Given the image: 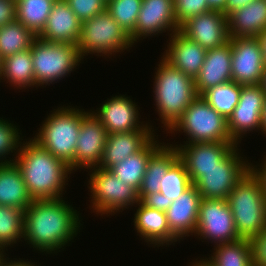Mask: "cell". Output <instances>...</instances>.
Wrapping results in <instances>:
<instances>
[{"instance_id":"cell-1","label":"cell","mask_w":266,"mask_h":266,"mask_svg":"<svg viewBox=\"0 0 266 266\" xmlns=\"http://www.w3.org/2000/svg\"><path fill=\"white\" fill-rule=\"evenodd\" d=\"M63 198L34 200L24 210L23 238L40 252L53 253L77 235L79 213Z\"/></svg>"},{"instance_id":"cell-2","label":"cell","mask_w":266,"mask_h":266,"mask_svg":"<svg viewBox=\"0 0 266 266\" xmlns=\"http://www.w3.org/2000/svg\"><path fill=\"white\" fill-rule=\"evenodd\" d=\"M14 162L21 171L23 180L33 200L57 199L71 174L69 166L33 139L20 144Z\"/></svg>"},{"instance_id":"cell-3","label":"cell","mask_w":266,"mask_h":266,"mask_svg":"<svg viewBox=\"0 0 266 266\" xmlns=\"http://www.w3.org/2000/svg\"><path fill=\"white\" fill-rule=\"evenodd\" d=\"M155 72L153 93L160 120L168 130L198 96L194 79L161 57Z\"/></svg>"},{"instance_id":"cell-4","label":"cell","mask_w":266,"mask_h":266,"mask_svg":"<svg viewBox=\"0 0 266 266\" xmlns=\"http://www.w3.org/2000/svg\"><path fill=\"white\" fill-rule=\"evenodd\" d=\"M227 201L240 238L250 239L266 228V196L251 171L236 184Z\"/></svg>"},{"instance_id":"cell-5","label":"cell","mask_w":266,"mask_h":266,"mask_svg":"<svg viewBox=\"0 0 266 266\" xmlns=\"http://www.w3.org/2000/svg\"><path fill=\"white\" fill-rule=\"evenodd\" d=\"M83 110L70 106L53 110L33 140L69 165L75 157L81 120L88 113Z\"/></svg>"},{"instance_id":"cell-6","label":"cell","mask_w":266,"mask_h":266,"mask_svg":"<svg viewBox=\"0 0 266 266\" xmlns=\"http://www.w3.org/2000/svg\"><path fill=\"white\" fill-rule=\"evenodd\" d=\"M188 135L185 144L235 142L228 130V120L198 95L168 131Z\"/></svg>"},{"instance_id":"cell-7","label":"cell","mask_w":266,"mask_h":266,"mask_svg":"<svg viewBox=\"0 0 266 266\" xmlns=\"http://www.w3.org/2000/svg\"><path fill=\"white\" fill-rule=\"evenodd\" d=\"M30 49L36 87L61 80L82 60L77 45L72 43L49 42L37 36Z\"/></svg>"},{"instance_id":"cell-8","label":"cell","mask_w":266,"mask_h":266,"mask_svg":"<svg viewBox=\"0 0 266 266\" xmlns=\"http://www.w3.org/2000/svg\"><path fill=\"white\" fill-rule=\"evenodd\" d=\"M134 43L127 32L105 10L81 24L77 48L83 59L88 53L111 55L129 49Z\"/></svg>"},{"instance_id":"cell-9","label":"cell","mask_w":266,"mask_h":266,"mask_svg":"<svg viewBox=\"0 0 266 266\" xmlns=\"http://www.w3.org/2000/svg\"><path fill=\"white\" fill-rule=\"evenodd\" d=\"M91 171L88 188L93 212L110 215L139 203L138 191L118 179L110 169L96 167Z\"/></svg>"},{"instance_id":"cell-10","label":"cell","mask_w":266,"mask_h":266,"mask_svg":"<svg viewBox=\"0 0 266 266\" xmlns=\"http://www.w3.org/2000/svg\"><path fill=\"white\" fill-rule=\"evenodd\" d=\"M236 146L220 163L219 166L202 171L193 185L202 198L227 200L236 184L251 169V164L244 161Z\"/></svg>"},{"instance_id":"cell-11","label":"cell","mask_w":266,"mask_h":266,"mask_svg":"<svg viewBox=\"0 0 266 266\" xmlns=\"http://www.w3.org/2000/svg\"><path fill=\"white\" fill-rule=\"evenodd\" d=\"M196 235L201 239L214 241L215 246L240 239L227 200L201 199Z\"/></svg>"},{"instance_id":"cell-12","label":"cell","mask_w":266,"mask_h":266,"mask_svg":"<svg viewBox=\"0 0 266 266\" xmlns=\"http://www.w3.org/2000/svg\"><path fill=\"white\" fill-rule=\"evenodd\" d=\"M265 99L261 84L242 85L238 104L228 119L230 136L237 144L247 131L261 130Z\"/></svg>"},{"instance_id":"cell-13","label":"cell","mask_w":266,"mask_h":266,"mask_svg":"<svg viewBox=\"0 0 266 266\" xmlns=\"http://www.w3.org/2000/svg\"><path fill=\"white\" fill-rule=\"evenodd\" d=\"M229 41L232 49V81L241 85L261 84L265 67L257 38L237 37Z\"/></svg>"},{"instance_id":"cell-14","label":"cell","mask_w":266,"mask_h":266,"mask_svg":"<svg viewBox=\"0 0 266 266\" xmlns=\"http://www.w3.org/2000/svg\"><path fill=\"white\" fill-rule=\"evenodd\" d=\"M107 130L90 112L81 120L74 160L68 165L71 172L81 168L92 169L100 164L107 141Z\"/></svg>"},{"instance_id":"cell-15","label":"cell","mask_w":266,"mask_h":266,"mask_svg":"<svg viewBox=\"0 0 266 266\" xmlns=\"http://www.w3.org/2000/svg\"><path fill=\"white\" fill-rule=\"evenodd\" d=\"M236 142H203L175 145L179 159L184 163L192 184L202 171L216 166L236 147Z\"/></svg>"},{"instance_id":"cell-16","label":"cell","mask_w":266,"mask_h":266,"mask_svg":"<svg viewBox=\"0 0 266 266\" xmlns=\"http://www.w3.org/2000/svg\"><path fill=\"white\" fill-rule=\"evenodd\" d=\"M179 31L205 50L220 47L230 39L227 17L216 10L187 19Z\"/></svg>"},{"instance_id":"cell-17","label":"cell","mask_w":266,"mask_h":266,"mask_svg":"<svg viewBox=\"0 0 266 266\" xmlns=\"http://www.w3.org/2000/svg\"><path fill=\"white\" fill-rule=\"evenodd\" d=\"M136 106L129 97L119 95L105 101L98 112L92 111V114L103 124L108 134L152 130V126L139 121V111Z\"/></svg>"},{"instance_id":"cell-18","label":"cell","mask_w":266,"mask_h":266,"mask_svg":"<svg viewBox=\"0 0 266 266\" xmlns=\"http://www.w3.org/2000/svg\"><path fill=\"white\" fill-rule=\"evenodd\" d=\"M180 29L175 20L174 0H142L135 27V42L153 35Z\"/></svg>"},{"instance_id":"cell-19","label":"cell","mask_w":266,"mask_h":266,"mask_svg":"<svg viewBox=\"0 0 266 266\" xmlns=\"http://www.w3.org/2000/svg\"><path fill=\"white\" fill-rule=\"evenodd\" d=\"M163 59L172 67L195 80L205 61L207 50L189 39L179 30L170 35Z\"/></svg>"},{"instance_id":"cell-20","label":"cell","mask_w":266,"mask_h":266,"mask_svg":"<svg viewBox=\"0 0 266 266\" xmlns=\"http://www.w3.org/2000/svg\"><path fill=\"white\" fill-rule=\"evenodd\" d=\"M201 195L192 184L165 211L170 231L181 240L195 234Z\"/></svg>"},{"instance_id":"cell-21","label":"cell","mask_w":266,"mask_h":266,"mask_svg":"<svg viewBox=\"0 0 266 266\" xmlns=\"http://www.w3.org/2000/svg\"><path fill=\"white\" fill-rule=\"evenodd\" d=\"M231 62L230 41L220 47L207 50L205 61L194 80L197 95H202L209 88L232 81Z\"/></svg>"},{"instance_id":"cell-22","label":"cell","mask_w":266,"mask_h":266,"mask_svg":"<svg viewBox=\"0 0 266 266\" xmlns=\"http://www.w3.org/2000/svg\"><path fill=\"white\" fill-rule=\"evenodd\" d=\"M81 21L65 0H56L39 38L56 43L77 45L81 34Z\"/></svg>"},{"instance_id":"cell-23","label":"cell","mask_w":266,"mask_h":266,"mask_svg":"<svg viewBox=\"0 0 266 266\" xmlns=\"http://www.w3.org/2000/svg\"><path fill=\"white\" fill-rule=\"evenodd\" d=\"M154 130H133L108 134L98 167L110 169L127 157L141 151L156 135Z\"/></svg>"},{"instance_id":"cell-24","label":"cell","mask_w":266,"mask_h":266,"mask_svg":"<svg viewBox=\"0 0 266 266\" xmlns=\"http://www.w3.org/2000/svg\"><path fill=\"white\" fill-rule=\"evenodd\" d=\"M135 213L134 226L140 237L154 246L171 245L179 239L170 231L166 213L143 205L140 201Z\"/></svg>"},{"instance_id":"cell-25","label":"cell","mask_w":266,"mask_h":266,"mask_svg":"<svg viewBox=\"0 0 266 266\" xmlns=\"http://www.w3.org/2000/svg\"><path fill=\"white\" fill-rule=\"evenodd\" d=\"M230 38H256L266 29V0H254L228 17Z\"/></svg>"},{"instance_id":"cell-26","label":"cell","mask_w":266,"mask_h":266,"mask_svg":"<svg viewBox=\"0 0 266 266\" xmlns=\"http://www.w3.org/2000/svg\"><path fill=\"white\" fill-rule=\"evenodd\" d=\"M33 201L17 164L0 163V205L25 210Z\"/></svg>"},{"instance_id":"cell-27","label":"cell","mask_w":266,"mask_h":266,"mask_svg":"<svg viewBox=\"0 0 266 266\" xmlns=\"http://www.w3.org/2000/svg\"><path fill=\"white\" fill-rule=\"evenodd\" d=\"M157 141L154 137L141 151L111 167L110 171L126 185L139 191L150 157L162 146Z\"/></svg>"},{"instance_id":"cell-28","label":"cell","mask_w":266,"mask_h":266,"mask_svg":"<svg viewBox=\"0 0 266 266\" xmlns=\"http://www.w3.org/2000/svg\"><path fill=\"white\" fill-rule=\"evenodd\" d=\"M163 145L150 157L138 195L156 193L160 190L163 177L179 159L177 149L172 144Z\"/></svg>"},{"instance_id":"cell-29","label":"cell","mask_w":266,"mask_h":266,"mask_svg":"<svg viewBox=\"0 0 266 266\" xmlns=\"http://www.w3.org/2000/svg\"><path fill=\"white\" fill-rule=\"evenodd\" d=\"M7 79L18 89L36 86L31 49L14 53L2 59L1 79Z\"/></svg>"},{"instance_id":"cell-30","label":"cell","mask_w":266,"mask_h":266,"mask_svg":"<svg viewBox=\"0 0 266 266\" xmlns=\"http://www.w3.org/2000/svg\"><path fill=\"white\" fill-rule=\"evenodd\" d=\"M56 0H17L16 20L38 36L44 29Z\"/></svg>"},{"instance_id":"cell-31","label":"cell","mask_w":266,"mask_h":266,"mask_svg":"<svg viewBox=\"0 0 266 266\" xmlns=\"http://www.w3.org/2000/svg\"><path fill=\"white\" fill-rule=\"evenodd\" d=\"M208 261L214 266H253L249 239L219 244Z\"/></svg>"},{"instance_id":"cell-32","label":"cell","mask_w":266,"mask_h":266,"mask_svg":"<svg viewBox=\"0 0 266 266\" xmlns=\"http://www.w3.org/2000/svg\"><path fill=\"white\" fill-rule=\"evenodd\" d=\"M37 36L19 21H12L0 27V57L30 49Z\"/></svg>"},{"instance_id":"cell-33","label":"cell","mask_w":266,"mask_h":266,"mask_svg":"<svg viewBox=\"0 0 266 266\" xmlns=\"http://www.w3.org/2000/svg\"><path fill=\"white\" fill-rule=\"evenodd\" d=\"M241 88V84L230 81L209 88L201 96L211 107L228 120L238 104Z\"/></svg>"},{"instance_id":"cell-34","label":"cell","mask_w":266,"mask_h":266,"mask_svg":"<svg viewBox=\"0 0 266 266\" xmlns=\"http://www.w3.org/2000/svg\"><path fill=\"white\" fill-rule=\"evenodd\" d=\"M24 210L11 206L0 205V248L17 243L23 238Z\"/></svg>"},{"instance_id":"cell-35","label":"cell","mask_w":266,"mask_h":266,"mask_svg":"<svg viewBox=\"0 0 266 266\" xmlns=\"http://www.w3.org/2000/svg\"><path fill=\"white\" fill-rule=\"evenodd\" d=\"M142 0H107L106 10L135 43V27Z\"/></svg>"},{"instance_id":"cell-36","label":"cell","mask_w":266,"mask_h":266,"mask_svg":"<svg viewBox=\"0 0 266 266\" xmlns=\"http://www.w3.org/2000/svg\"><path fill=\"white\" fill-rule=\"evenodd\" d=\"M191 185L192 182L184 163L178 159L163 177L159 192L167 200L175 201Z\"/></svg>"},{"instance_id":"cell-37","label":"cell","mask_w":266,"mask_h":266,"mask_svg":"<svg viewBox=\"0 0 266 266\" xmlns=\"http://www.w3.org/2000/svg\"><path fill=\"white\" fill-rule=\"evenodd\" d=\"M13 125L14 124L9 123L8 120L0 118V163L14 162L13 159L8 161L5 156L10 154V151L11 153L15 151L19 152V144H22V142L19 141V134L21 133H19V129H17L16 126ZM1 158H4V161Z\"/></svg>"},{"instance_id":"cell-38","label":"cell","mask_w":266,"mask_h":266,"mask_svg":"<svg viewBox=\"0 0 266 266\" xmlns=\"http://www.w3.org/2000/svg\"><path fill=\"white\" fill-rule=\"evenodd\" d=\"M175 20L180 26L187 19L210 11L207 0H174Z\"/></svg>"},{"instance_id":"cell-39","label":"cell","mask_w":266,"mask_h":266,"mask_svg":"<svg viewBox=\"0 0 266 266\" xmlns=\"http://www.w3.org/2000/svg\"><path fill=\"white\" fill-rule=\"evenodd\" d=\"M81 23L106 10L107 0H65Z\"/></svg>"},{"instance_id":"cell-40","label":"cell","mask_w":266,"mask_h":266,"mask_svg":"<svg viewBox=\"0 0 266 266\" xmlns=\"http://www.w3.org/2000/svg\"><path fill=\"white\" fill-rule=\"evenodd\" d=\"M253 266H266V228L249 239Z\"/></svg>"},{"instance_id":"cell-41","label":"cell","mask_w":266,"mask_h":266,"mask_svg":"<svg viewBox=\"0 0 266 266\" xmlns=\"http://www.w3.org/2000/svg\"><path fill=\"white\" fill-rule=\"evenodd\" d=\"M138 197L139 201L143 205L164 212L170 207L172 203L171 200H167L165 196L160 192L150 193L147 195H138Z\"/></svg>"},{"instance_id":"cell-42","label":"cell","mask_w":266,"mask_h":266,"mask_svg":"<svg viewBox=\"0 0 266 266\" xmlns=\"http://www.w3.org/2000/svg\"><path fill=\"white\" fill-rule=\"evenodd\" d=\"M16 20V2L0 0V27Z\"/></svg>"},{"instance_id":"cell-43","label":"cell","mask_w":266,"mask_h":266,"mask_svg":"<svg viewBox=\"0 0 266 266\" xmlns=\"http://www.w3.org/2000/svg\"><path fill=\"white\" fill-rule=\"evenodd\" d=\"M254 0H227L225 5V10L222 12L226 17H228L232 12L247 6Z\"/></svg>"},{"instance_id":"cell-44","label":"cell","mask_w":266,"mask_h":266,"mask_svg":"<svg viewBox=\"0 0 266 266\" xmlns=\"http://www.w3.org/2000/svg\"><path fill=\"white\" fill-rule=\"evenodd\" d=\"M265 161L261 163V167L257 168V165L254 166L253 164L251 165L250 171L259 179L262 189L264 191V194L266 196V156H265ZM263 164V165H262Z\"/></svg>"},{"instance_id":"cell-45","label":"cell","mask_w":266,"mask_h":266,"mask_svg":"<svg viewBox=\"0 0 266 266\" xmlns=\"http://www.w3.org/2000/svg\"><path fill=\"white\" fill-rule=\"evenodd\" d=\"M5 255H3L0 259V266H37L35 263H30L29 261H23V260H17V261H9V258H5ZM8 260V262H7ZM39 266V265H38Z\"/></svg>"},{"instance_id":"cell-46","label":"cell","mask_w":266,"mask_h":266,"mask_svg":"<svg viewBox=\"0 0 266 266\" xmlns=\"http://www.w3.org/2000/svg\"><path fill=\"white\" fill-rule=\"evenodd\" d=\"M227 0H207L210 10L223 12L225 10Z\"/></svg>"},{"instance_id":"cell-47","label":"cell","mask_w":266,"mask_h":266,"mask_svg":"<svg viewBox=\"0 0 266 266\" xmlns=\"http://www.w3.org/2000/svg\"><path fill=\"white\" fill-rule=\"evenodd\" d=\"M256 38L260 43L261 52L264 60V67L266 68V29L263 30Z\"/></svg>"},{"instance_id":"cell-48","label":"cell","mask_w":266,"mask_h":266,"mask_svg":"<svg viewBox=\"0 0 266 266\" xmlns=\"http://www.w3.org/2000/svg\"><path fill=\"white\" fill-rule=\"evenodd\" d=\"M261 132L266 135V99L263 108Z\"/></svg>"},{"instance_id":"cell-49","label":"cell","mask_w":266,"mask_h":266,"mask_svg":"<svg viewBox=\"0 0 266 266\" xmlns=\"http://www.w3.org/2000/svg\"><path fill=\"white\" fill-rule=\"evenodd\" d=\"M191 266H214L211 264L207 258L201 259L200 261H195L194 263L191 264Z\"/></svg>"},{"instance_id":"cell-50","label":"cell","mask_w":266,"mask_h":266,"mask_svg":"<svg viewBox=\"0 0 266 266\" xmlns=\"http://www.w3.org/2000/svg\"><path fill=\"white\" fill-rule=\"evenodd\" d=\"M261 86L263 88V91L266 94V68L264 69V73H263V78H262V82H261Z\"/></svg>"},{"instance_id":"cell-51","label":"cell","mask_w":266,"mask_h":266,"mask_svg":"<svg viewBox=\"0 0 266 266\" xmlns=\"http://www.w3.org/2000/svg\"><path fill=\"white\" fill-rule=\"evenodd\" d=\"M2 76V58L0 57V79Z\"/></svg>"},{"instance_id":"cell-52","label":"cell","mask_w":266,"mask_h":266,"mask_svg":"<svg viewBox=\"0 0 266 266\" xmlns=\"http://www.w3.org/2000/svg\"><path fill=\"white\" fill-rule=\"evenodd\" d=\"M3 253H4V251L0 248V259L4 255Z\"/></svg>"}]
</instances>
